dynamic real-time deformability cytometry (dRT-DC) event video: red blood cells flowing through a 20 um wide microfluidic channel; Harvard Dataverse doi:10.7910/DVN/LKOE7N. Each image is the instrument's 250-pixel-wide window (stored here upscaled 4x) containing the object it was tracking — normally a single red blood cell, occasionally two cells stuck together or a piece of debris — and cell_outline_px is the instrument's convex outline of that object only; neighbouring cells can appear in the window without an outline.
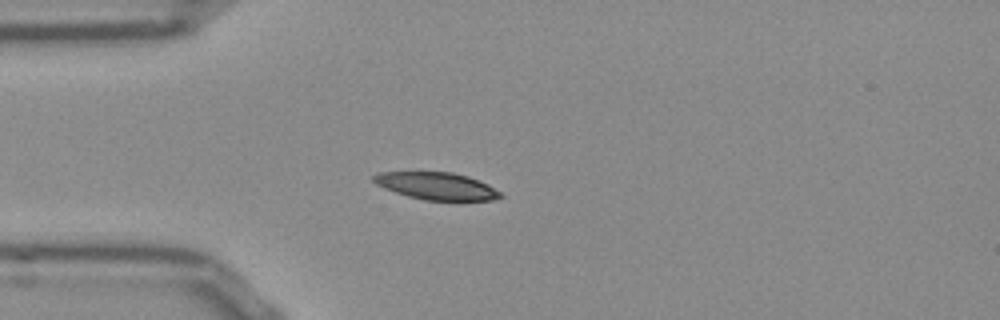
{"species": "Egyptian fruit bat (a non-hibernating species)", "species_latin": "Rousettus aegyptiacus", "temperature_condition": "room temperature", "stored_images_in_passage": 39, "camera_frame_rate_fps": 3000, "um_per_image_px": 0.085, "frame": {"image": 1, "passage_image": 3, "time_ms": 0.667, "image_size_px": [1000, 320], "cell_outline_px": [[504, 196], [492, 200], [424, 200], [408, 196], [384, 188], [376, 184], [372, 180], [372, 176], [380, 172], [452, 172], [468, 176], [488, 184], [500, 192]], "centroid_in_image_um": [37.11, 15.8], "position_along_channel_um": 47.9, "area_um2": 20.06}}
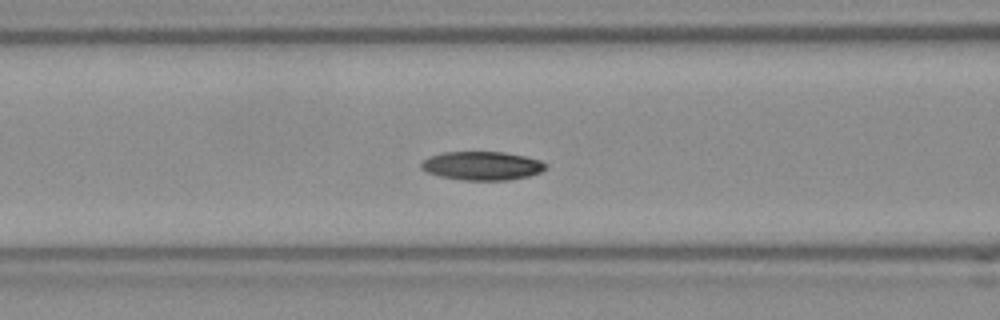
{"frame": {"image": 2, "passage_image": 10, "time_ms": 3.0, "image_size_px": [1000, 320], "cell_outline_px": [[548, 168], [540, 172], [528, 176], [508, 180], [464, 180], [440, 176], [428, 172], [420, 168], [420, 164], [428, 156], [444, 152], [504, 152], [524, 156], [540, 160], [548, 164]], "centroid_in_image_um": [40.99, 14.09], "position_along_channel_um": 125.6, "area_um2": 20.81}}
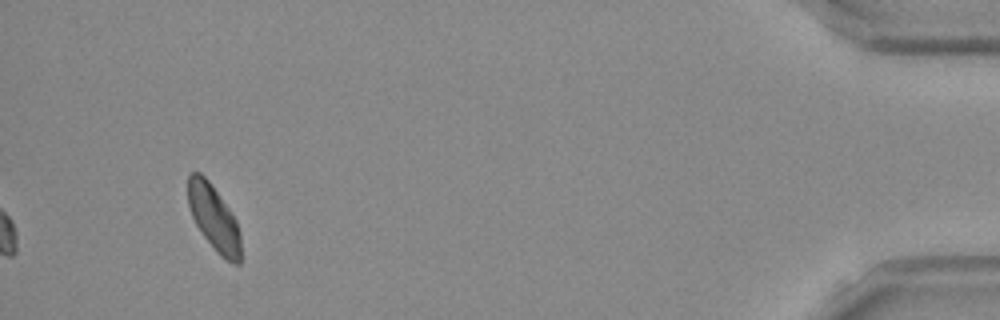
{"frame": {"image": 3, "passage_image": 39, "time_ms": 12.667, "image_size_px": [1000, 320], "cell_outline_px": [[240, 264], [232, 264], [220, 256], [216, 252], [204, 236], [196, 224], [192, 216], [188, 204], [188, 176], [192, 172], [200, 172], [208, 180], [228, 208], [236, 220], [240, 232]], "centroid_in_image_um": [18.18, 18.55], "position_along_channel_um": 417.0, "area_um2": 19.94}, "authors_computed_cell_mechanics": {"area_um2": 20.3456, "velocity_mm_per_s": 3.8097, "shape_relaxation_time_tau1_ms": 3.7138, "shape_relaxation_time_tau2_ms": null, "deformation_change_tau1": 0.1146, "deformation_change_tau2": null}}